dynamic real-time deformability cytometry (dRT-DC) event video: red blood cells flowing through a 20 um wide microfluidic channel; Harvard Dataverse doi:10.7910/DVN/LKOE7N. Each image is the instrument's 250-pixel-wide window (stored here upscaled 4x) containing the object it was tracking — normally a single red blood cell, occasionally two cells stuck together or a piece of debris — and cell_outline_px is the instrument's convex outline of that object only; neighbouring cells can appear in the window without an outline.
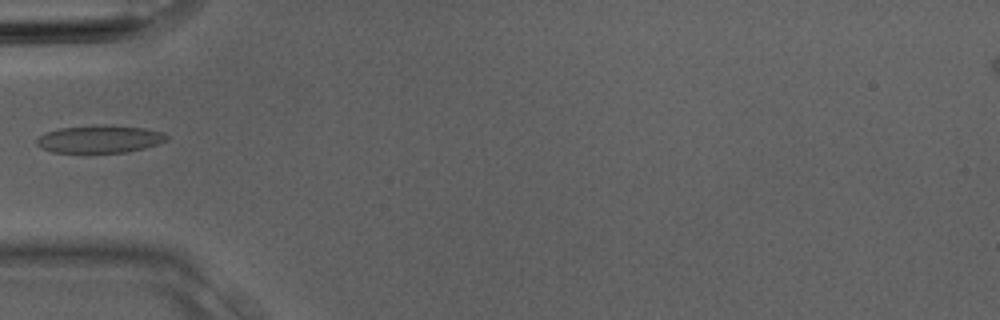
{"species": "Egyptian fruit bat (a non-hibernating species)", "species_latin": "Rousettus aegyptiacus", "temperature_condition": "room temperature", "stored_images_in_passage": 2, "camera_frame_rate_fps": 3000, "um_per_image_px": 0.085, "animal": {"sex": "male"}, "frame": {"image": 1, "passage_image": 2, "time_ms": 0.333, "image_size_px": [1000, 320], "cell_outline_px": [[168, 136], [164, 140], [156, 144], [144, 148], [128, 152], [52, 152], [40, 148], [36, 144], [36, 140], [44, 132], [60, 128], [100, 124], [144, 128], [164, 132]], "centroid_in_image_um": [8.43, 11.81], "position_along_channel_um": 76.6, "area_um2": 20.87}}